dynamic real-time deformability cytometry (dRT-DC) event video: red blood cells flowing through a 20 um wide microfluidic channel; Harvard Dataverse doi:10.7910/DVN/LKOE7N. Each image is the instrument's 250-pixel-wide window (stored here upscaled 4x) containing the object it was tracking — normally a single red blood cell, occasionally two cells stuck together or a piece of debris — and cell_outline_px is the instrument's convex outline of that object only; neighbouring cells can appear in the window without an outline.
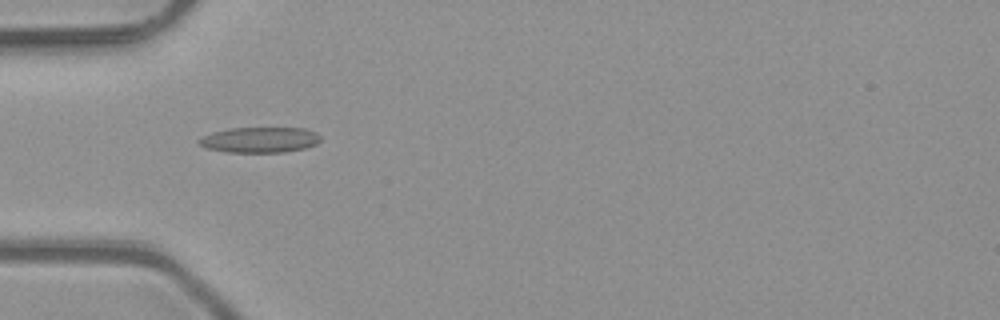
{"species": "common noctule bat (a hibernating species)", "species_latin": "Nyctalus noctula", "temperature_condition": "room temperature", "stored_images_in_passage": 37, "camera_frame_rate_fps": 3000, "um_per_image_px": 0.085, "animal": {"sex": "male", "body_mass_g": 23.1, "forearm_length_mm": 52.7}, "frame": {"image": 1, "passage_image": 3, "time_ms": 0.667, "image_size_px": [1000, 320], "cell_outline_px": [[320, 140], [316, 144], [304, 148], [284, 152], [228, 152], [208, 148], [200, 144], [196, 140], [212, 132], [228, 128], [304, 128], [316, 132], [320, 136]], "centroid_in_image_um": [22.09, 11.88], "position_along_channel_um": 62.9, "area_um2": 17.98}}
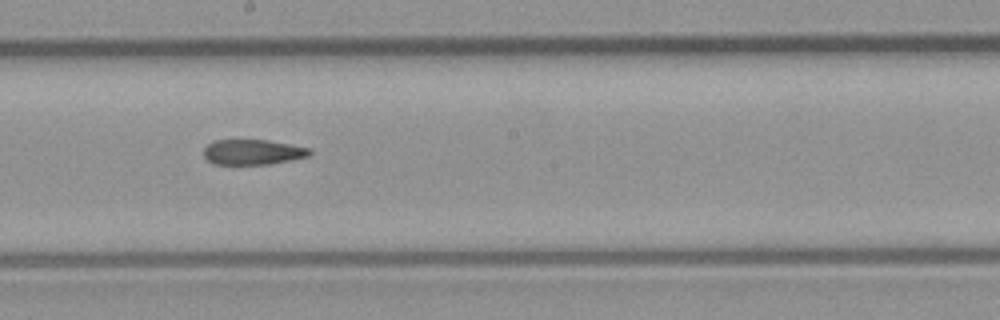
{"frame": {"image": 2, "passage_image": 15, "time_ms": 4.667, "image_size_px": [1000, 320], "cell_outline_px": [[312, 152], [308, 156], [272, 164], [212, 164], [204, 156], [204, 148], [212, 140], [268, 140], [308, 148]], "centroid_in_image_um": [21.45, 12.93], "position_along_channel_um": 226.8, "area_um2": 15.49}}
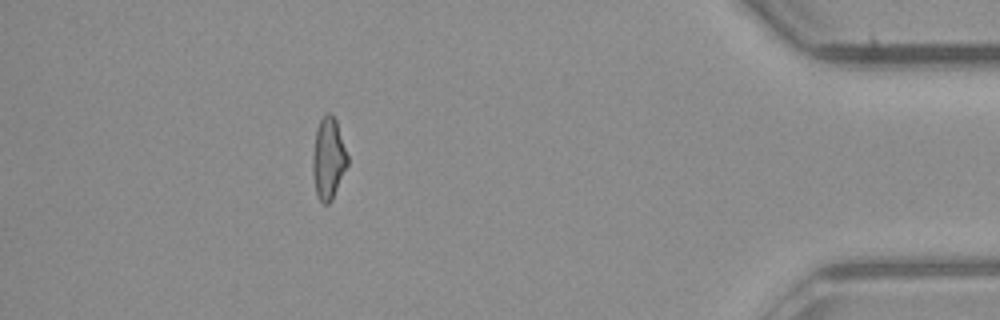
{"frame": {"image": 3, "passage_image": 32, "time_ms": 10.333, "image_size_px": [1000, 320], "cell_outline_px": [[348, 164], [332, 200], [328, 204], [324, 204], [320, 200], [316, 192], [312, 172], [312, 156], [316, 128], [320, 120], [328, 112], [336, 120], [348, 156]], "centroid_in_image_um": [27.9, 13.48], "position_along_channel_um": 407.3, "area_um2": 16.47}, "authors_computed_cell_mechanics": {"area_um2": 16.8776, "velocity_mm_per_s": 4.1122, "shape_relaxation_time_tau1_ms": null, "shape_relaxation_time_tau2_ms": 5.9969, "deformation_change_tau1": null, "deformation_change_tau2": 0.1642}}